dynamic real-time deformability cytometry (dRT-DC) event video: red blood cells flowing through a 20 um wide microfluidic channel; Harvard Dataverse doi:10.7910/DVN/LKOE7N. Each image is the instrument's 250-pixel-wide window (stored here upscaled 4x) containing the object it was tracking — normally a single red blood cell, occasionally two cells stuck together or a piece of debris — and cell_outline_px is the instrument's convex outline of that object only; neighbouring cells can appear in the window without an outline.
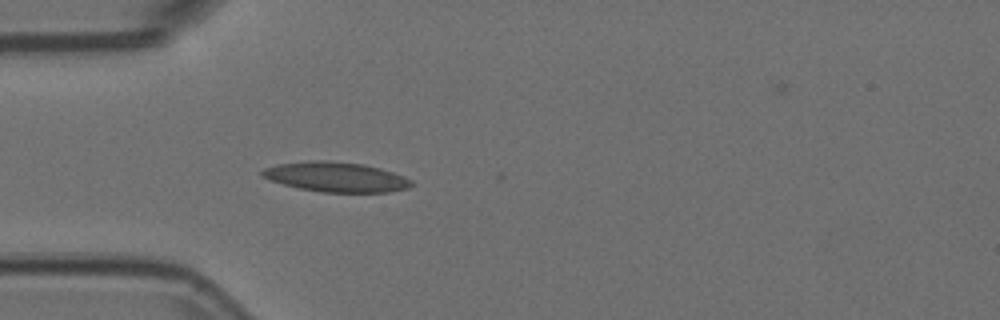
{"species": "Egyptian fruit bat (a non-hibernating species)", "species_latin": "Rousettus aegyptiacus", "temperature_condition": "room temperature", "stored_images_in_passage": 43, "camera_frame_rate_fps": 3000, "um_per_image_px": 0.085, "animal": {"sex": "female"}, "frame": {"image": 1, "passage_image": 3, "time_ms": 0.667, "image_size_px": [1000, 320], "cell_outline_px": [[412, 184], [408, 188], [388, 192], [324, 192], [300, 188], [268, 180], [260, 176], [260, 172], [264, 168], [280, 164], [312, 160], [324, 160], [364, 164], [380, 168], [404, 176], [412, 180]], "centroid_in_image_um": [28.55, 15.04], "position_along_channel_um": 56.5, "area_um2": 25.84}}
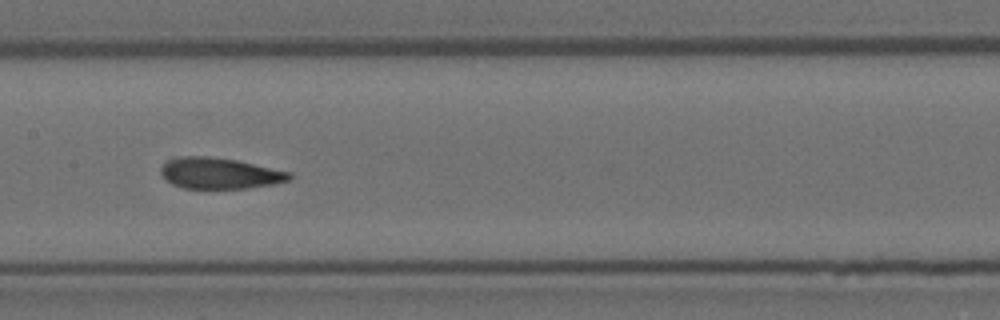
{"frame": {"image": 2, "passage_image": 14, "time_ms": 4.333, "image_size_px": [1000, 320], "cell_outline_px": [[292, 176], [288, 180], [276, 184], [248, 188], [184, 188], [172, 184], [160, 172], [160, 168], [168, 160], [180, 156], [208, 156], [236, 160], [292, 172]], "centroid_in_image_um": [18.69, 14.72], "position_along_channel_um": 188.7, "area_um2": 23.18}}
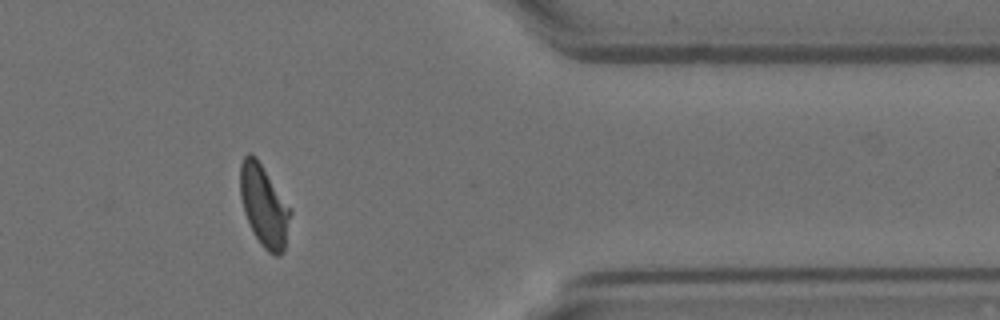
{"frame": {"image": 3, "passage_image": 32, "time_ms": 10.333, "image_size_px": [1000, 320], "cell_outline_px": [[292, 212], [284, 252], [280, 256], [276, 256], [268, 252], [264, 248], [252, 232], [244, 212], [240, 196], [240, 164], [244, 156], [248, 152], [252, 152], [256, 156], [292, 208]], "centroid_in_image_um": [22.46, 17.48], "position_along_channel_um": 388.9, "area_um2": 24.33}, "authors_computed_cell_mechanics": {"area_um2": 23.9292, "velocity_mm_per_s": 3.7026, "shape_relaxation_time_tau1_ms": 5.2246, "shape_relaxation_time_tau2_ms": 1.4923, "deformation_change_tau1": 0.1506, "deformation_change_tau2": 0.0841}}